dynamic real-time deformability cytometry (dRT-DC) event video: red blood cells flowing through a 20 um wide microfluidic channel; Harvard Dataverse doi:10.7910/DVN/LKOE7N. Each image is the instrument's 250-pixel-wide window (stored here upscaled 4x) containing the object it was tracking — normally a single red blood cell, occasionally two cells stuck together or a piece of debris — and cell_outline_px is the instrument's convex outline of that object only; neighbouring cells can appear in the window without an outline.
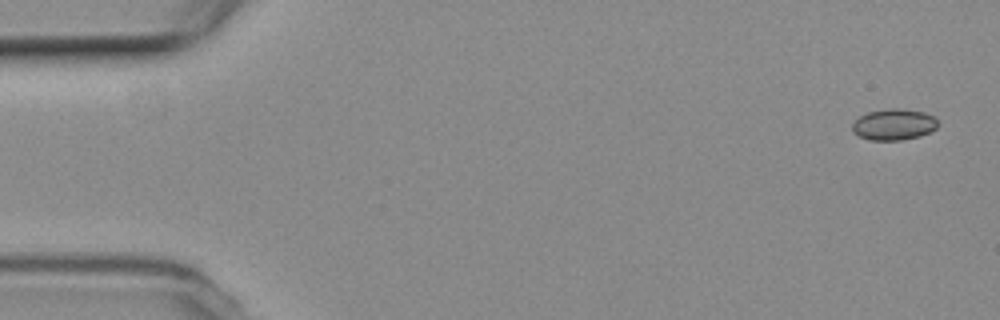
{"species": "common noctule bat (a hibernating species)", "species_latin": "Nyctalus noctula", "temperature_condition": "room temperature", "stored_images_in_passage": 6, "camera_frame_rate_fps": 3000, "um_per_image_px": 0.085, "animal": {"sex": "female", "body_mass_g": 19.3, "forearm_length_mm": 54.1}, "frame": {"image": 1, "passage_image": 1, "time_ms": 0.0, "image_size_px": [1000, 320], "cell_outline_px": [[940, 124], [936, 128], [920, 136], [900, 140], [872, 140], [860, 136], [852, 132], [852, 124], [860, 116], [868, 112], [888, 108], [904, 108], [924, 112], [932, 116]], "centroid_in_image_um": [75.98, 10.57], "position_along_channel_um": 9.0, "area_um2": 15.55}}
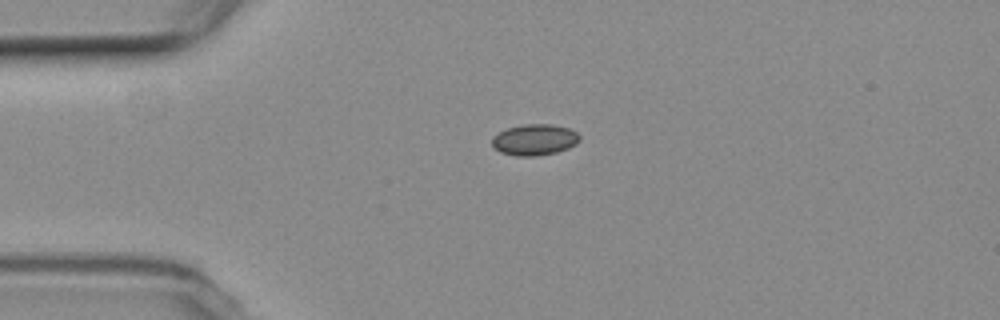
{"frame": {"image": 2, "passage_image": 4, "time_ms": 3.667, "image_size_px": [1000, 320], "cell_outline_px": [[580, 140], [576, 144], [568, 148], [556, 152], [536, 156], [516, 156], [500, 152], [492, 148], [492, 136], [508, 128], [524, 124], [552, 124], [568, 128], [576, 132], [580, 136]], "centroid_in_image_um": [45.42, 11.88], "position_along_channel_um": 39.6, "area_um2": 15.95}}